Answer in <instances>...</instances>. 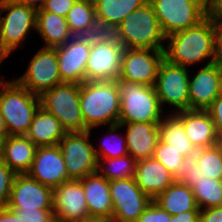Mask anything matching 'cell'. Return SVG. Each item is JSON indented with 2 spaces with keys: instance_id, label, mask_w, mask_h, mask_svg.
<instances>
[{
  "instance_id": "11",
  "label": "cell",
  "mask_w": 222,
  "mask_h": 222,
  "mask_svg": "<svg viewBox=\"0 0 222 222\" xmlns=\"http://www.w3.org/2000/svg\"><path fill=\"white\" fill-rule=\"evenodd\" d=\"M35 95L63 83L60 78L56 48L41 47L31 58L25 73L15 79Z\"/></svg>"
},
{
  "instance_id": "13",
  "label": "cell",
  "mask_w": 222,
  "mask_h": 222,
  "mask_svg": "<svg viewBox=\"0 0 222 222\" xmlns=\"http://www.w3.org/2000/svg\"><path fill=\"white\" fill-rule=\"evenodd\" d=\"M164 50L124 48L118 80L154 86Z\"/></svg>"
},
{
  "instance_id": "7",
  "label": "cell",
  "mask_w": 222,
  "mask_h": 222,
  "mask_svg": "<svg viewBox=\"0 0 222 222\" xmlns=\"http://www.w3.org/2000/svg\"><path fill=\"white\" fill-rule=\"evenodd\" d=\"M31 30L36 31L34 8L18 4L14 0L0 3V55L5 60L16 48L26 44L25 40Z\"/></svg>"
},
{
  "instance_id": "16",
  "label": "cell",
  "mask_w": 222,
  "mask_h": 222,
  "mask_svg": "<svg viewBox=\"0 0 222 222\" xmlns=\"http://www.w3.org/2000/svg\"><path fill=\"white\" fill-rule=\"evenodd\" d=\"M54 218L65 222H81L89 217L80 180L70 179L53 188Z\"/></svg>"
},
{
  "instance_id": "45",
  "label": "cell",
  "mask_w": 222,
  "mask_h": 222,
  "mask_svg": "<svg viewBox=\"0 0 222 222\" xmlns=\"http://www.w3.org/2000/svg\"><path fill=\"white\" fill-rule=\"evenodd\" d=\"M200 211H187L172 215L170 222H199Z\"/></svg>"
},
{
  "instance_id": "49",
  "label": "cell",
  "mask_w": 222,
  "mask_h": 222,
  "mask_svg": "<svg viewBox=\"0 0 222 222\" xmlns=\"http://www.w3.org/2000/svg\"><path fill=\"white\" fill-rule=\"evenodd\" d=\"M8 136L7 128L5 125L4 118L0 113V141H3Z\"/></svg>"
},
{
  "instance_id": "6",
  "label": "cell",
  "mask_w": 222,
  "mask_h": 222,
  "mask_svg": "<svg viewBox=\"0 0 222 222\" xmlns=\"http://www.w3.org/2000/svg\"><path fill=\"white\" fill-rule=\"evenodd\" d=\"M40 107L53 114L67 133L86 132L80 107V84L63 82L40 96Z\"/></svg>"
},
{
  "instance_id": "47",
  "label": "cell",
  "mask_w": 222,
  "mask_h": 222,
  "mask_svg": "<svg viewBox=\"0 0 222 222\" xmlns=\"http://www.w3.org/2000/svg\"><path fill=\"white\" fill-rule=\"evenodd\" d=\"M0 222H21V220L12 210L4 207L0 208Z\"/></svg>"
},
{
  "instance_id": "40",
  "label": "cell",
  "mask_w": 222,
  "mask_h": 222,
  "mask_svg": "<svg viewBox=\"0 0 222 222\" xmlns=\"http://www.w3.org/2000/svg\"><path fill=\"white\" fill-rule=\"evenodd\" d=\"M171 216L153 200L139 216L137 222H170Z\"/></svg>"
},
{
  "instance_id": "28",
  "label": "cell",
  "mask_w": 222,
  "mask_h": 222,
  "mask_svg": "<svg viewBox=\"0 0 222 222\" xmlns=\"http://www.w3.org/2000/svg\"><path fill=\"white\" fill-rule=\"evenodd\" d=\"M166 114L159 122L160 139L184 157L197 152L185 133L182 120L175 113Z\"/></svg>"
},
{
  "instance_id": "9",
  "label": "cell",
  "mask_w": 222,
  "mask_h": 222,
  "mask_svg": "<svg viewBox=\"0 0 222 222\" xmlns=\"http://www.w3.org/2000/svg\"><path fill=\"white\" fill-rule=\"evenodd\" d=\"M189 73V68L171 64L166 59L160 63L154 88L163 110L166 104L174 108L169 113L189 110Z\"/></svg>"
},
{
  "instance_id": "17",
  "label": "cell",
  "mask_w": 222,
  "mask_h": 222,
  "mask_svg": "<svg viewBox=\"0 0 222 222\" xmlns=\"http://www.w3.org/2000/svg\"><path fill=\"white\" fill-rule=\"evenodd\" d=\"M27 174L51 188L70 180L58 145L37 147L31 169Z\"/></svg>"
},
{
  "instance_id": "39",
  "label": "cell",
  "mask_w": 222,
  "mask_h": 222,
  "mask_svg": "<svg viewBox=\"0 0 222 222\" xmlns=\"http://www.w3.org/2000/svg\"><path fill=\"white\" fill-rule=\"evenodd\" d=\"M21 222H50L54 218L53 209H10Z\"/></svg>"
},
{
  "instance_id": "19",
  "label": "cell",
  "mask_w": 222,
  "mask_h": 222,
  "mask_svg": "<svg viewBox=\"0 0 222 222\" xmlns=\"http://www.w3.org/2000/svg\"><path fill=\"white\" fill-rule=\"evenodd\" d=\"M56 48L58 67L62 82L82 84L91 46L73 36Z\"/></svg>"
},
{
  "instance_id": "25",
  "label": "cell",
  "mask_w": 222,
  "mask_h": 222,
  "mask_svg": "<svg viewBox=\"0 0 222 222\" xmlns=\"http://www.w3.org/2000/svg\"><path fill=\"white\" fill-rule=\"evenodd\" d=\"M67 132L60 121L42 107L36 111L26 136L37 146L58 145Z\"/></svg>"
},
{
  "instance_id": "10",
  "label": "cell",
  "mask_w": 222,
  "mask_h": 222,
  "mask_svg": "<svg viewBox=\"0 0 222 222\" xmlns=\"http://www.w3.org/2000/svg\"><path fill=\"white\" fill-rule=\"evenodd\" d=\"M90 136L91 130L66 133L58 144L69 179L80 180L98 170V160Z\"/></svg>"
},
{
  "instance_id": "1",
  "label": "cell",
  "mask_w": 222,
  "mask_h": 222,
  "mask_svg": "<svg viewBox=\"0 0 222 222\" xmlns=\"http://www.w3.org/2000/svg\"><path fill=\"white\" fill-rule=\"evenodd\" d=\"M166 42L164 59L171 64L189 68L205 59L217 61L215 32L212 17L208 15L197 25L167 36Z\"/></svg>"
},
{
  "instance_id": "51",
  "label": "cell",
  "mask_w": 222,
  "mask_h": 222,
  "mask_svg": "<svg viewBox=\"0 0 222 222\" xmlns=\"http://www.w3.org/2000/svg\"><path fill=\"white\" fill-rule=\"evenodd\" d=\"M215 146L217 147V149L219 150V152L222 155V135L218 136L216 142H215Z\"/></svg>"
},
{
  "instance_id": "26",
  "label": "cell",
  "mask_w": 222,
  "mask_h": 222,
  "mask_svg": "<svg viewBox=\"0 0 222 222\" xmlns=\"http://www.w3.org/2000/svg\"><path fill=\"white\" fill-rule=\"evenodd\" d=\"M36 31L45 44L42 47L55 48L73 37L66 17L45 11H36Z\"/></svg>"
},
{
  "instance_id": "55",
  "label": "cell",
  "mask_w": 222,
  "mask_h": 222,
  "mask_svg": "<svg viewBox=\"0 0 222 222\" xmlns=\"http://www.w3.org/2000/svg\"><path fill=\"white\" fill-rule=\"evenodd\" d=\"M0 158H1V141H0Z\"/></svg>"
},
{
  "instance_id": "14",
  "label": "cell",
  "mask_w": 222,
  "mask_h": 222,
  "mask_svg": "<svg viewBox=\"0 0 222 222\" xmlns=\"http://www.w3.org/2000/svg\"><path fill=\"white\" fill-rule=\"evenodd\" d=\"M6 207L8 209H53V188L39 183L27 173L16 174Z\"/></svg>"
},
{
  "instance_id": "52",
  "label": "cell",
  "mask_w": 222,
  "mask_h": 222,
  "mask_svg": "<svg viewBox=\"0 0 222 222\" xmlns=\"http://www.w3.org/2000/svg\"><path fill=\"white\" fill-rule=\"evenodd\" d=\"M220 96H222V63L220 62Z\"/></svg>"
},
{
  "instance_id": "8",
  "label": "cell",
  "mask_w": 222,
  "mask_h": 222,
  "mask_svg": "<svg viewBox=\"0 0 222 222\" xmlns=\"http://www.w3.org/2000/svg\"><path fill=\"white\" fill-rule=\"evenodd\" d=\"M164 35L197 25L207 16V0H149Z\"/></svg>"
},
{
  "instance_id": "12",
  "label": "cell",
  "mask_w": 222,
  "mask_h": 222,
  "mask_svg": "<svg viewBox=\"0 0 222 222\" xmlns=\"http://www.w3.org/2000/svg\"><path fill=\"white\" fill-rule=\"evenodd\" d=\"M113 222H137L153 201L135 183L134 177L109 181Z\"/></svg>"
},
{
  "instance_id": "33",
  "label": "cell",
  "mask_w": 222,
  "mask_h": 222,
  "mask_svg": "<svg viewBox=\"0 0 222 222\" xmlns=\"http://www.w3.org/2000/svg\"><path fill=\"white\" fill-rule=\"evenodd\" d=\"M121 129L120 124L108 126L106 138L102 139V143L97 144L98 147L94 146L98 161L100 159L122 157L128 154L125 134L117 132Z\"/></svg>"
},
{
  "instance_id": "37",
  "label": "cell",
  "mask_w": 222,
  "mask_h": 222,
  "mask_svg": "<svg viewBox=\"0 0 222 222\" xmlns=\"http://www.w3.org/2000/svg\"><path fill=\"white\" fill-rule=\"evenodd\" d=\"M153 158L162 163L173 174L183 162L184 156L160 139L154 150Z\"/></svg>"
},
{
  "instance_id": "15",
  "label": "cell",
  "mask_w": 222,
  "mask_h": 222,
  "mask_svg": "<svg viewBox=\"0 0 222 222\" xmlns=\"http://www.w3.org/2000/svg\"><path fill=\"white\" fill-rule=\"evenodd\" d=\"M124 47L117 43L91 46L85 68V81L118 80Z\"/></svg>"
},
{
  "instance_id": "18",
  "label": "cell",
  "mask_w": 222,
  "mask_h": 222,
  "mask_svg": "<svg viewBox=\"0 0 222 222\" xmlns=\"http://www.w3.org/2000/svg\"><path fill=\"white\" fill-rule=\"evenodd\" d=\"M189 77V109L206 110L220 95V62H206Z\"/></svg>"
},
{
  "instance_id": "3",
  "label": "cell",
  "mask_w": 222,
  "mask_h": 222,
  "mask_svg": "<svg viewBox=\"0 0 222 222\" xmlns=\"http://www.w3.org/2000/svg\"><path fill=\"white\" fill-rule=\"evenodd\" d=\"M0 80V113L2 114L8 135H26L36 111L40 107V98L21 86L15 78Z\"/></svg>"
},
{
  "instance_id": "54",
  "label": "cell",
  "mask_w": 222,
  "mask_h": 222,
  "mask_svg": "<svg viewBox=\"0 0 222 222\" xmlns=\"http://www.w3.org/2000/svg\"><path fill=\"white\" fill-rule=\"evenodd\" d=\"M5 59L0 55V65L2 64V62L4 61Z\"/></svg>"
},
{
  "instance_id": "35",
  "label": "cell",
  "mask_w": 222,
  "mask_h": 222,
  "mask_svg": "<svg viewBox=\"0 0 222 222\" xmlns=\"http://www.w3.org/2000/svg\"><path fill=\"white\" fill-rule=\"evenodd\" d=\"M196 161L205 177L222 180V155L215 145L198 149Z\"/></svg>"
},
{
  "instance_id": "4",
  "label": "cell",
  "mask_w": 222,
  "mask_h": 222,
  "mask_svg": "<svg viewBox=\"0 0 222 222\" xmlns=\"http://www.w3.org/2000/svg\"><path fill=\"white\" fill-rule=\"evenodd\" d=\"M120 41L124 48L164 50L166 36L148 1L129 14L119 25Z\"/></svg>"
},
{
  "instance_id": "36",
  "label": "cell",
  "mask_w": 222,
  "mask_h": 222,
  "mask_svg": "<svg viewBox=\"0 0 222 222\" xmlns=\"http://www.w3.org/2000/svg\"><path fill=\"white\" fill-rule=\"evenodd\" d=\"M172 176L180 184L191 188L197 184V181L205 175L201 172L196 161V152L185 156L183 162L178 166Z\"/></svg>"
},
{
  "instance_id": "31",
  "label": "cell",
  "mask_w": 222,
  "mask_h": 222,
  "mask_svg": "<svg viewBox=\"0 0 222 222\" xmlns=\"http://www.w3.org/2000/svg\"><path fill=\"white\" fill-rule=\"evenodd\" d=\"M136 160L129 154L100 159L97 172L108 181L132 178L135 175Z\"/></svg>"
},
{
  "instance_id": "22",
  "label": "cell",
  "mask_w": 222,
  "mask_h": 222,
  "mask_svg": "<svg viewBox=\"0 0 222 222\" xmlns=\"http://www.w3.org/2000/svg\"><path fill=\"white\" fill-rule=\"evenodd\" d=\"M175 114L182 120L185 133L197 150L215 145L218 135L206 110L189 109Z\"/></svg>"
},
{
  "instance_id": "5",
  "label": "cell",
  "mask_w": 222,
  "mask_h": 222,
  "mask_svg": "<svg viewBox=\"0 0 222 222\" xmlns=\"http://www.w3.org/2000/svg\"><path fill=\"white\" fill-rule=\"evenodd\" d=\"M120 91L118 123L160 122L163 111L154 86L117 80Z\"/></svg>"
},
{
  "instance_id": "2",
  "label": "cell",
  "mask_w": 222,
  "mask_h": 222,
  "mask_svg": "<svg viewBox=\"0 0 222 222\" xmlns=\"http://www.w3.org/2000/svg\"><path fill=\"white\" fill-rule=\"evenodd\" d=\"M80 107L89 130L118 124L120 91L117 80L84 81L80 85Z\"/></svg>"
},
{
  "instance_id": "29",
  "label": "cell",
  "mask_w": 222,
  "mask_h": 222,
  "mask_svg": "<svg viewBox=\"0 0 222 222\" xmlns=\"http://www.w3.org/2000/svg\"><path fill=\"white\" fill-rule=\"evenodd\" d=\"M149 0H95L96 18L109 24L119 25L129 14Z\"/></svg>"
},
{
  "instance_id": "27",
  "label": "cell",
  "mask_w": 222,
  "mask_h": 222,
  "mask_svg": "<svg viewBox=\"0 0 222 222\" xmlns=\"http://www.w3.org/2000/svg\"><path fill=\"white\" fill-rule=\"evenodd\" d=\"M154 201L170 215L187 211H200L192 188L180 184L176 180L161 192Z\"/></svg>"
},
{
  "instance_id": "48",
  "label": "cell",
  "mask_w": 222,
  "mask_h": 222,
  "mask_svg": "<svg viewBox=\"0 0 222 222\" xmlns=\"http://www.w3.org/2000/svg\"><path fill=\"white\" fill-rule=\"evenodd\" d=\"M18 4L34 8L36 11L42 9L47 0H14Z\"/></svg>"
},
{
  "instance_id": "23",
  "label": "cell",
  "mask_w": 222,
  "mask_h": 222,
  "mask_svg": "<svg viewBox=\"0 0 222 222\" xmlns=\"http://www.w3.org/2000/svg\"><path fill=\"white\" fill-rule=\"evenodd\" d=\"M36 149L26 135H8L1 141L0 160L16 174H24L31 169Z\"/></svg>"
},
{
  "instance_id": "43",
  "label": "cell",
  "mask_w": 222,
  "mask_h": 222,
  "mask_svg": "<svg viewBox=\"0 0 222 222\" xmlns=\"http://www.w3.org/2000/svg\"><path fill=\"white\" fill-rule=\"evenodd\" d=\"M199 222H222V206L200 209Z\"/></svg>"
},
{
  "instance_id": "53",
  "label": "cell",
  "mask_w": 222,
  "mask_h": 222,
  "mask_svg": "<svg viewBox=\"0 0 222 222\" xmlns=\"http://www.w3.org/2000/svg\"><path fill=\"white\" fill-rule=\"evenodd\" d=\"M50 222H65V221L57 219V218H53Z\"/></svg>"
},
{
  "instance_id": "34",
  "label": "cell",
  "mask_w": 222,
  "mask_h": 222,
  "mask_svg": "<svg viewBox=\"0 0 222 222\" xmlns=\"http://www.w3.org/2000/svg\"><path fill=\"white\" fill-rule=\"evenodd\" d=\"M95 15L94 3L89 0H77L66 16L69 30L73 36L93 24Z\"/></svg>"
},
{
  "instance_id": "32",
  "label": "cell",
  "mask_w": 222,
  "mask_h": 222,
  "mask_svg": "<svg viewBox=\"0 0 222 222\" xmlns=\"http://www.w3.org/2000/svg\"><path fill=\"white\" fill-rule=\"evenodd\" d=\"M192 191L200 209L222 206V180L204 176L192 187Z\"/></svg>"
},
{
  "instance_id": "44",
  "label": "cell",
  "mask_w": 222,
  "mask_h": 222,
  "mask_svg": "<svg viewBox=\"0 0 222 222\" xmlns=\"http://www.w3.org/2000/svg\"><path fill=\"white\" fill-rule=\"evenodd\" d=\"M215 32V49L217 61L222 63V18H212Z\"/></svg>"
},
{
  "instance_id": "30",
  "label": "cell",
  "mask_w": 222,
  "mask_h": 222,
  "mask_svg": "<svg viewBox=\"0 0 222 222\" xmlns=\"http://www.w3.org/2000/svg\"><path fill=\"white\" fill-rule=\"evenodd\" d=\"M75 37L89 46L99 43L121 44L119 27L98 18H95L91 26H88Z\"/></svg>"
},
{
  "instance_id": "46",
  "label": "cell",
  "mask_w": 222,
  "mask_h": 222,
  "mask_svg": "<svg viewBox=\"0 0 222 222\" xmlns=\"http://www.w3.org/2000/svg\"><path fill=\"white\" fill-rule=\"evenodd\" d=\"M207 15L222 18V0H207Z\"/></svg>"
},
{
  "instance_id": "42",
  "label": "cell",
  "mask_w": 222,
  "mask_h": 222,
  "mask_svg": "<svg viewBox=\"0 0 222 222\" xmlns=\"http://www.w3.org/2000/svg\"><path fill=\"white\" fill-rule=\"evenodd\" d=\"M213 120L216 133L218 136L222 135V96H218L213 103L206 109Z\"/></svg>"
},
{
  "instance_id": "38",
  "label": "cell",
  "mask_w": 222,
  "mask_h": 222,
  "mask_svg": "<svg viewBox=\"0 0 222 222\" xmlns=\"http://www.w3.org/2000/svg\"><path fill=\"white\" fill-rule=\"evenodd\" d=\"M16 173L0 160V208L7 206Z\"/></svg>"
},
{
  "instance_id": "24",
  "label": "cell",
  "mask_w": 222,
  "mask_h": 222,
  "mask_svg": "<svg viewBox=\"0 0 222 222\" xmlns=\"http://www.w3.org/2000/svg\"><path fill=\"white\" fill-rule=\"evenodd\" d=\"M80 182L84 189L89 216L112 219L113 205L109 181L94 172L80 179Z\"/></svg>"
},
{
  "instance_id": "41",
  "label": "cell",
  "mask_w": 222,
  "mask_h": 222,
  "mask_svg": "<svg viewBox=\"0 0 222 222\" xmlns=\"http://www.w3.org/2000/svg\"><path fill=\"white\" fill-rule=\"evenodd\" d=\"M77 0H47L42 9L37 11L51 12L66 17Z\"/></svg>"
},
{
  "instance_id": "20",
  "label": "cell",
  "mask_w": 222,
  "mask_h": 222,
  "mask_svg": "<svg viewBox=\"0 0 222 222\" xmlns=\"http://www.w3.org/2000/svg\"><path fill=\"white\" fill-rule=\"evenodd\" d=\"M126 138L128 154L136 161L152 158L160 140L159 122L118 123Z\"/></svg>"
},
{
  "instance_id": "21",
  "label": "cell",
  "mask_w": 222,
  "mask_h": 222,
  "mask_svg": "<svg viewBox=\"0 0 222 222\" xmlns=\"http://www.w3.org/2000/svg\"><path fill=\"white\" fill-rule=\"evenodd\" d=\"M134 180L152 200L175 181L172 173L153 157L136 162Z\"/></svg>"
},
{
  "instance_id": "50",
  "label": "cell",
  "mask_w": 222,
  "mask_h": 222,
  "mask_svg": "<svg viewBox=\"0 0 222 222\" xmlns=\"http://www.w3.org/2000/svg\"><path fill=\"white\" fill-rule=\"evenodd\" d=\"M81 222H113V219L107 217L89 216Z\"/></svg>"
}]
</instances>
